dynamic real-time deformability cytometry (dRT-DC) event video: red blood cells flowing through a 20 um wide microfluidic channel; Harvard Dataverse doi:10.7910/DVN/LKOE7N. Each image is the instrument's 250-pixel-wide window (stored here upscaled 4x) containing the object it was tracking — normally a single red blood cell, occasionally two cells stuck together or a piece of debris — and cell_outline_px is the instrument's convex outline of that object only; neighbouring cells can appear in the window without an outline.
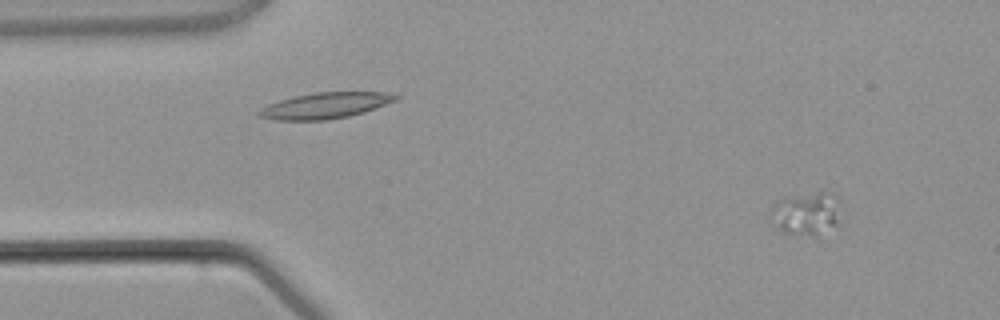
{"species": "common noctule bat (a hibernating species)", "species_latin": "Nyctalus noctula", "temperature_condition": "warm", "stored_images_in_passage": 4, "camera_frame_rate_fps": 3000, "um_per_image_px": 0.085, "animal": {"sex": "male", "body_mass_g": 21.5, "forearm_length_mm": 52.0}, "frame": {"image": 1, "passage_image": 2, "time_ms": 1.333, "image_size_px": [1000, 320], "cell_outline_px": [[840, 224], [816, 236], [812, 236], [784, 232], [768, 216], [772, 204], [784, 196], [816, 192], [832, 192]], "centroid_in_image_um": [68.47, 18.15], "position_along_channel_um": 16.5, "area_um2": 17.46}}